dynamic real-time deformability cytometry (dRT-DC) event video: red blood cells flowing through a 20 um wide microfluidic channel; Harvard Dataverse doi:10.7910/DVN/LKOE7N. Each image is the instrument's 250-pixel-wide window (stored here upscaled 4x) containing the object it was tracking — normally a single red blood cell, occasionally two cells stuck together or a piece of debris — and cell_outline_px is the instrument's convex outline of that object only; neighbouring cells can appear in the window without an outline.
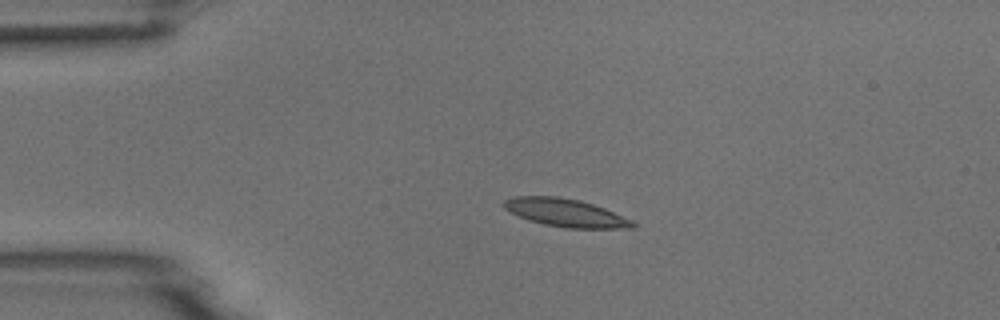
{"species": "common noctule bat (a hibernating species)", "species_latin": "Nyctalus noctula", "temperature_condition": "room temperature", "stored_images_in_passage": 3, "camera_frame_rate_fps": 3000, "um_per_image_px": 0.085, "animal": {"sex": "male", "body_mass_g": 18.8}, "frame": {"image": 1, "passage_image": 2, "time_ms": 3.0, "image_size_px": [1000, 320], "cell_outline_px": [[636, 228], [568, 228], [544, 224], [528, 220], [504, 208], [500, 204], [504, 200], [512, 196], [556, 196], [580, 200], [604, 208], [632, 220], [636, 224]], "centroid_in_image_um": [48.05, 18.08], "position_along_channel_um": 36.9, "area_um2": 20.92}}
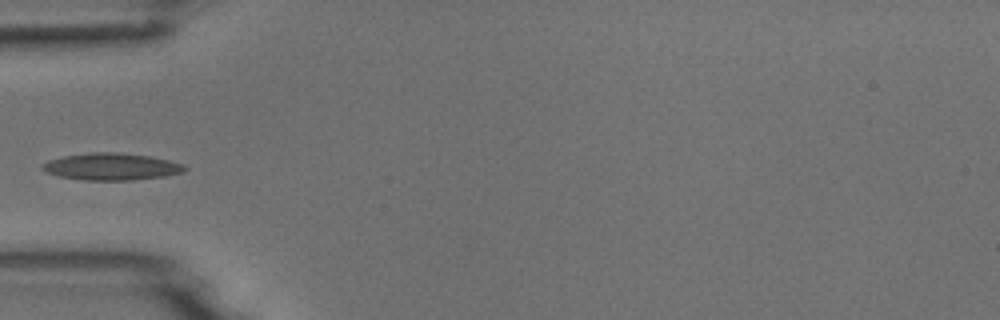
{"frame": {"image": 2, "passage_image": 3, "time_ms": 5.0, "image_size_px": [1000, 320], "cell_outline_px": [[188, 168], [184, 172], [164, 176], [132, 180], [84, 180], [60, 176], [48, 172], [40, 168], [40, 164], [48, 160], [64, 156], [92, 152], [116, 152], [148, 156], [168, 160], [184, 164]], "centroid_in_image_um": [9.47, 14.16], "position_along_channel_um": 75.5, "area_um2": 22.31}}